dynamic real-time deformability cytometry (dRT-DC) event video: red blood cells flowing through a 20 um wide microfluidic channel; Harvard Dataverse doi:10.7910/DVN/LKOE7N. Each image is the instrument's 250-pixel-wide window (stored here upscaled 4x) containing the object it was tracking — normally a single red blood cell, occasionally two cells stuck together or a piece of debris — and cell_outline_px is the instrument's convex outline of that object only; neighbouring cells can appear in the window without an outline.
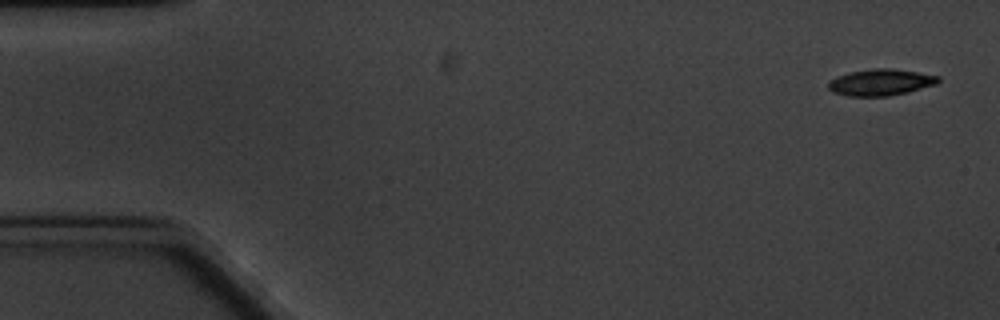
{"species": "common noctule bat (a hibernating species)", "species_latin": "Nyctalus noctula", "temperature_condition": "cold", "stored_images_in_passage": 4, "camera_frame_rate_fps": 3000, "um_per_image_px": 0.085, "animal": {"sex": "male", "body_mass_g": 20.1, "forearm_length_mm": 53.5}, "frame": {"image": 1, "passage_image": 1, "time_ms": 0.0, "image_size_px": [1000, 320], "cell_outline_px": [[940, 80], [936, 84], [908, 92], [888, 96], [848, 96], [832, 92], [828, 88], [828, 80], [836, 76], [848, 72], [872, 68], [888, 68], [916, 72], [940, 76]], "centroid_in_image_um": [74.81, 6.99], "position_along_channel_um": 10.2, "area_um2": 17.05}}